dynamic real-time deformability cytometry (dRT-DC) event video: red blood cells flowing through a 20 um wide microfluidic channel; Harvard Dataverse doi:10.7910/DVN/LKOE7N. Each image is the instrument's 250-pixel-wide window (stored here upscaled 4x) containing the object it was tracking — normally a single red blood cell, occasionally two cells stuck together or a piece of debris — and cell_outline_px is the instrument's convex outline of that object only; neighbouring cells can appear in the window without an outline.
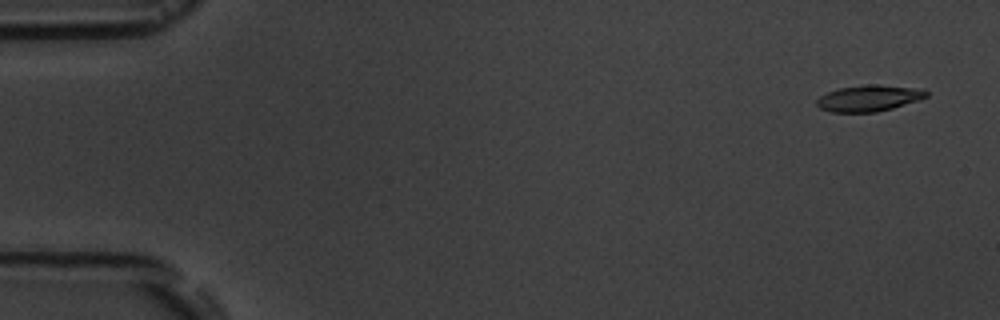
{"species": "common noctule bat (a hibernating species)", "species_latin": "Nyctalus noctula", "temperature_condition": "room temperature", "stored_images_in_passage": 5, "camera_frame_rate_fps": 3000, "um_per_image_px": 0.085, "animal": {"sex": "male", "body_mass_g": 19.5, "forearm_length_mm": 54.6}, "frame": {"image": 1, "passage_image": 1, "time_ms": 0.0, "image_size_px": [1000, 320], "cell_outline_px": [[928, 96], [920, 100], [892, 108], [876, 112], [832, 112], [820, 108], [816, 104], [816, 100], [820, 96], [828, 92], [840, 88], [868, 84], [880, 84], [924, 88], [928, 92]], "centroid_in_image_um": [73.92, 8.33], "position_along_channel_um": 11.1, "area_um2": 16.94}}
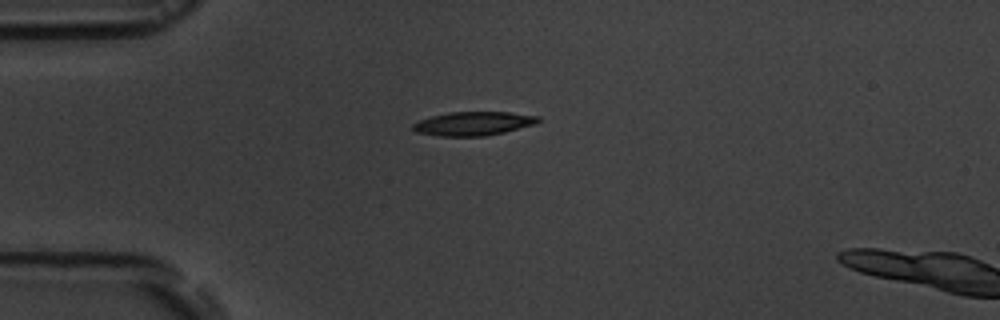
{"frame": {"image": 2, "passage_image": 4, "time_ms": 4.0, "image_size_px": [1000, 320], "cell_outline_px": [[540, 120], [536, 124], [504, 132], [484, 136], [440, 136], [416, 132], [412, 128], [412, 124], [420, 120], [432, 116], [448, 112], [508, 112], [540, 116]], "centroid_in_image_um": [40.25, 10.5], "position_along_channel_um": 44.8, "area_um2": 17.34}}